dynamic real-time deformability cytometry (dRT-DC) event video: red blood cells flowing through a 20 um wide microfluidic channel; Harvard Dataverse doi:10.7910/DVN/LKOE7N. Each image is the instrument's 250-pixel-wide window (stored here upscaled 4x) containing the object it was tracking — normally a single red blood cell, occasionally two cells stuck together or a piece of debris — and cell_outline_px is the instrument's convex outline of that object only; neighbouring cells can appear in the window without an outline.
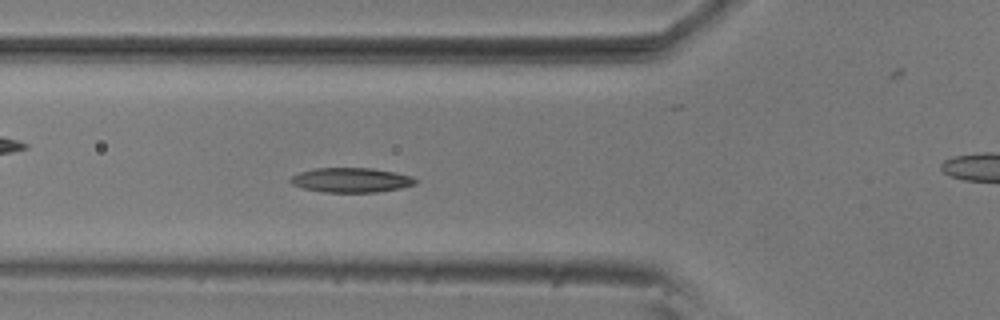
{"species": "common noctule bat (a hibernating species)", "species_latin": "Nyctalus noctula", "temperature_condition": "room temperature", "stored_images_in_passage": 54, "camera_frame_rate_fps": 3000, "um_per_image_px": 0.085, "animal": {"sex": "male", "body_mass_g": 20.5, "forearm_length_mm": 52.5}, "frame": {"image": 1, "passage_image": 18, "time_ms": 5.667, "image_size_px": [1000, 320], "cell_outline_px": [[420, 180], [416, 184], [400, 188], [376, 192], [324, 192], [304, 188], [292, 184], [288, 180], [292, 176], [300, 172], [316, 168], [372, 168], [396, 172], [412, 176]], "centroid_in_image_um": [29.89, 15.3], "position_along_channel_um": 95.9, "area_um2": 17.98}}
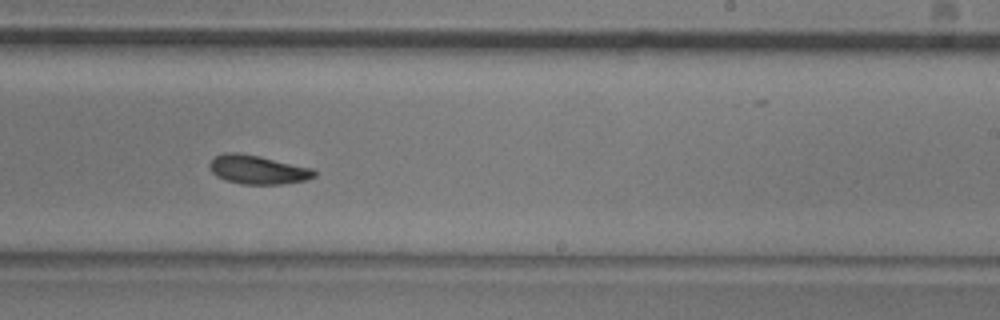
{"frame": {"image": 2, "passage_image": 32, "time_ms": 10.333, "image_size_px": [1000, 320], "cell_outline_px": [[316, 176], [304, 180], [280, 184], [240, 184], [224, 180], [216, 176], [212, 172], [208, 164], [216, 156], [224, 152], [232, 152], [260, 156], [312, 168], [316, 172]], "centroid_in_image_um": [21.88, 14.42], "position_along_channel_um": 267.1, "area_um2": 17.51}}
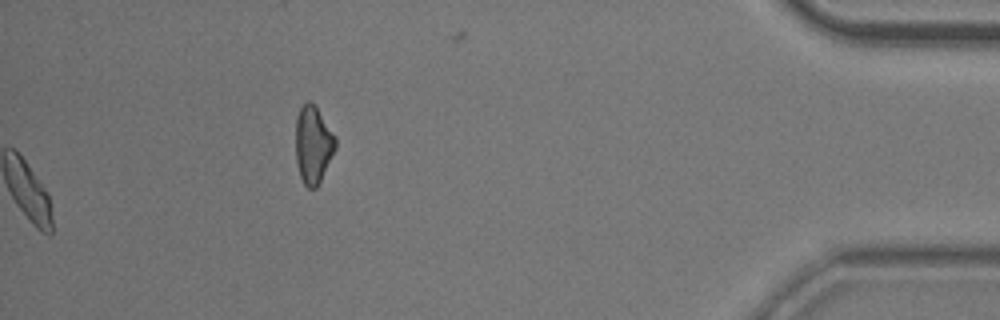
{"frame": {"image": 3, "passage_image": 54, "time_ms": 17.667, "image_size_px": [1000, 320], "cell_outline_px": [[336, 148], [316, 188], [308, 188], [304, 184], [300, 176], [296, 160], [296, 120], [300, 108], [308, 100], [316, 104], [336, 136]], "centroid_in_image_um": [26.62, 12.25], "position_along_channel_um": 408.6, "area_um2": 18.03}, "authors_computed_cell_mechanics": {"area_um2": 17.6579, "velocity_mm_per_s": 3.6616, "shape_relaxation_time_tau1_ms": 3.4295, "shape_relaxation_time_tau2_ms": 3.1868, "deformation_change_tau1": 0.1193, "deformation_change_tau2": 0.0838}}